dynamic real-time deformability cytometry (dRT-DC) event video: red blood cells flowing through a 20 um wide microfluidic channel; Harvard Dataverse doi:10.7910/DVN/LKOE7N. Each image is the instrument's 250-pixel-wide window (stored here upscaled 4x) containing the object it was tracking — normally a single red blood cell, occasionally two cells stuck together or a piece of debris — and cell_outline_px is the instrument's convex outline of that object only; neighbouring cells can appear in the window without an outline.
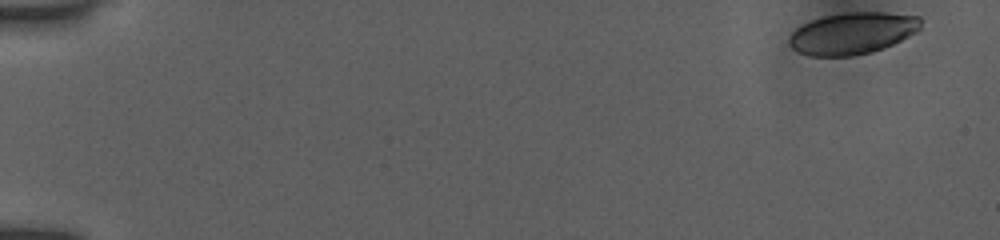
{"species": "human", "species_latin": "Homo sapiens", "temperature_condition": "room temperature", "stored_images_in_passage": 52, "camera_frame_rate_fps": 3000, "um_per_image_px": 0.085, "donor": {"sex": "female"}, "frame": {"image": 1, "passage_image": 1, "time_ms": 0.0, "image_size_px": [1000, 240], "cell_outline_px": [[924, 20], [920, 28], [916, 32], [884, 48], [872, 52], [852, 56], [812, 56], [800, 52], [792, 48], [788, 44], [788, 36], [796, 28], [812, 20], [824, 16], [848, 12], [884, 12], [920, 16]], "centroid_in_image_um": [72.47, 2.82], "position_along_channel_um": 12.5, "area_um2": 32.14}}
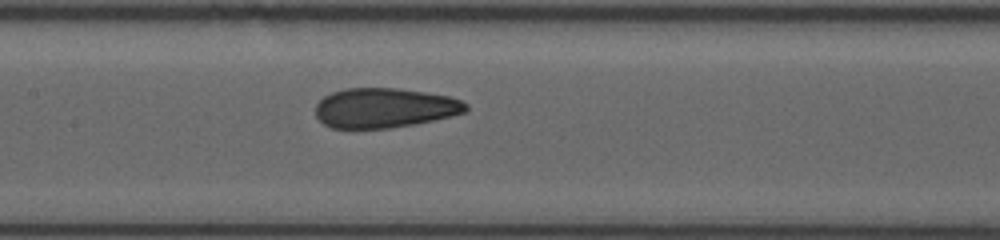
{"frame": {"image": 2, "passage_image": 26, "time_ms": 8.333, "image_size_px": [1000, 240], "cell_outline_px": [[468, 108], [464, 112], [432, 120], [412, 124], [388, 128], [332, 128], [324, 124], [316, 116], [316, 104], [324, 96], [332, 92], [348, 88], [396, 88], [424, 92], [448, 96], [460, 100], [468, 104]], "centroid_in_image_um": [32.65, 9.16], "position_along_channel_um": 174.8, "area_um2": 34.45}}
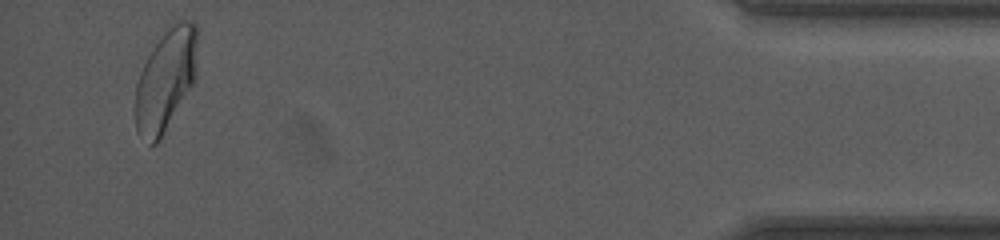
{"frame": {"image": 3, "passage_image": 50, "time_ms": 16.333, "image_size_px": [1000, 240], "cell_outline_px": [[196, 80], [160, 140], [156, 144], [152, 144], [136, 132], [136, 84], [140, 72], [148, 56], [156, 44], [168, 28], [180, 20], [192, 20], [196, 24]], "centroid_in_image_um": [14.1, 6.81], "position_along_channel_um": 421.1, "area_um2": 36.41}, "authors_computed_cell_mechanics": {"area_um2": 35.2002, "velocity_mm_per_s": 3.911, "shape_relaxation_time_tau1_ms": 6.4991, "shape_relaxation_time_tau2_ms": 1.1035, "deformation_change_tau1": 0.168, "deformation_change_tau2": 0.0767}}